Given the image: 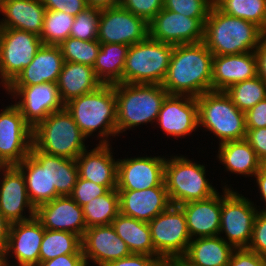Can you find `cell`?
Returning <instances> with one entry per match:
<instances>
[{"label":"cell","instance_id":"obj_36","mask_svg":"<svg viewBox=\"0 0 266 266\" xmlns=\"http://www.w3.org/2000/svg\"><path fill=\"white\" fill-rule=\"evenodd\" d=\"M119 192L110 189L106 194L82 206L86 227L110 225L120 213Z\"/></svg>","mask_w":266,"mask_h":266},{"label":"cell","instance_id":"obj_43","mask_svg":"<svg viewBox=\"0 0 266 266\" xmlns=\"http://www.w3.org/2000/svg\"><path fill=\"white\" fill-rule=\"evenodd\" d=\"M109 189L78 177L70 197L79 205L84 206L92 199L106 194Z\"/></svg>","mask_w":266,"mask_h":266},{"label":"cell","instance_id":"obj_29","mask_svg":"<svg viewBox=\"0 0 266 266\" xmlns=\"http://www.w3.org/2000/svg\"><path fill=\"white\" fill-rule=\"evenodd\" d=\"M0 11L5 15L0 28L19 29L40 36L46 12L41 0H6Z\"/></svg>","mask_w":266,"mask_h":266},{"label":"cell","instance_id":"obj_55","mask_svg":"<svg viewBox=\"0 0 266 266\" xmlns=\"http://www.w3.org/2000/svg\"><path fill=\"white\" fill-rule=\"evenodd\" d=\"M121 0H86L88 7L105 9L120 5Z\"/></svg>","mask_w":266,"mask_h":266},{"label":"cell","instance_id":"obj_1","mask_svg":"<svg viewBox=\"0 0 266 266\" xmlns=\"http://www.w3.org/2000/svg\"><path fill=\"white\" fill-rule=\"evenodd\" d=\"M213 54L203 41L174 45L162 86L172 95L197 98L212 91Z\"/></svg>","mask_w":266,"mask_h":266},{"label":"cell","instance_id":"obj_39","mask_svg":"<svg viewBox=\"0 0 266 266\" xmlns=\"http://www.w3.org/2000/svg\"><path fill=\"white\" fill-rule=\"evenodd\" d=\"M75 17L63 11L46 10L40 39L44 45H60L70 37Z\"/></svg>","mask_w":266,"mask_h":266},{"label":"cell","instance_id":"obj_5","mask_svg":"<svg viewBox=\"0 0 266 266\" xmlns=\"http://www.w3.org/2000/svg\"><path fill=\"white\" fill-rule=\"evenodd\" d=\"M86 136L64 108L50 114L33 129V146L46 154L74 159L86 150Z\"/></svg>","mask_w":266,"mask_h":266},{"label":"cell","instance_id":"obj_59","mask_svg":"<svg viewBox=\"0 0 266 266\" xmlns=\"http://www.w3.org/2000/svg\"><path fill=\"white\" fill-rule=\"evenodd\" d=\"M5 1H6V0H0V8H1V6L4 4Z\"/></svg>","mask_w":266,"mask_h":266},{"label":"cell","instance_id":"obj_49","mask_svg":"<svg viewBox=\"0 0 266 266\" xmlns=\"http://www.w3.org/2000/svg\"><path fill=\"white\" fill-rule=\"evenodd\" d=\"M246 130L245 140L251 145L258 159L266 164V127Z\"/></svg>","mask_w":266,"mask_h":266},{"label":"cell","instance_id":"obj_33","mask_svg":"<svg viewBox=\"0 0 266 266\" xmlns=\"http://www.w3.org/2000/svg\"><path fill=\"white\" fill-rule=\"evenodd\" d=\"M128 49L126 44L101 43L93 69L102 84L122 83Z\"/></svg>","mask_w":266,"mask_h":266},{"label":"cell","instance_id":"obj_45","mask_svg":"<svg viewBox=\"0 0 266 266\" xmlns=\"http://www.w3.org/2000/svg\"><path fill=\"white\" fill-rule=\"evenodd\" d=\"M258 255L266 258V214L258 212L252 231V238L248 248Z\"/></svg>","mask_w":266,"mask_h":266},{"label":"cell","instance_id":"obj_40","mask_svg":"<svg viewBox=\"0 0 266 266\" xmlns=\"http://www.w3.org/2000/svg\"><path fill=\"white\" fill-rule=\"evenodd\" d=\"M100 45L101 43L97 39L84 41L70 36L59 47L64 62L81 63L93 67L100 51Z\"/></svg>","mask_w":266,"mask_h":266},{"label":"cell","instance_id":"obj_17","mask_svg":"<svg viewBox=\"0 0 266 266\" xmlns=\"http://www.w3.org/2000/svg\"><path fill=\"white\" fill-rule=\"evenodd\" d=\"M81 246L86 265L91 259L98 266H106L132 254L111 224L87 228L81 239Z\"/></svg>","mask_w":266,"mask_h":266},{"label":"cell","instance_id":"obj_48","mask_svg":"<svg viewBox=\"0 0 266 266\" xmlns=\"http://www.w3.org/2000/svg\"><path fill=\"white\" fill-rule=\"evenodd\" d=\"M228 266H266V258L247 248L235 249Z\"/></svg>","mask_w":266,"mask_h":266},{"label":"cell","instance_id":"obj_56","mask_svg":"<svg viewBox=\"0 0 266 266\" xmlns=\"http://www.w3.org/2000/svg\"><path fill=\"white\" fill-rule=\"evenodd\" d=\"M7 261H8L7 257L3 255L0 259V266H10ZM17 264H19V266H35L32 264H28V263H17ZM12 266H14V265H12Z\"/></svg>","mask_w":266,"mask_h":266},{"label":"cell","instance_id":"obj_38","mask_svg":"<svg viewBox=\"0 0 266 266\" xmlns=\"http://www.w3.org/2000/svg\"><path fill=\"white\" fill-rule=\"evenodd\" d=\"M225 93L239 110L246 113L266 98V83L257 75L256 77L233 84L225 90Z\"/></svg>","mask_w":266,"mask_h":266},{"label":"cell","instance_id":"obj_23","mask_svg":"<svg viewBox=\"0 0 266 266\" xmlns=\"http://www.w3.org/2000/svg\"><path fill=\"white\" fill-rule=\"evenodd\" d=\"M98 145L90 152L84 150L76 158L78 175L109 190L116 189L118 161L113 159L110 144Z\"/></svg>","mask_w":266,"mask_h":266},{"label":"cell","instance_id":"obj_18","mask_svg":"<svg viewBox=\"0 0 266 266\" xmlns=\"http://www.w3.org/2000/svg\"><path fill=\"white\" fill-rule=\"evenodd\" d=\"M3 180L0 183V212L10 222L26 221L35 217L36 209L28 197L23 173L16 165L2 169ZM28 208L29 218L23 216Z\"/></svg>","mask_w":266,"mask_h":266},{"label":"cell","instance_id":"obj_37","mask_svg":"<svg viewBox=\"0 0 266 266\" xmlns=\"http://www.w3.org/2000/svg\"><path fill=\"white\" fill-rule=\"evenodd\" d=\"M223 13L250 21L266 33V0H214Z\"/></svg>","mask_w":266,"mask_h":266},{"label":"cell","instance_id":"obj_28","mask_svg":"<svg viewBox=\"0 0 266 266\" xmlns=\"http://www.w3.org/2000/svg\"><path fill=\"white\" fill-rule=\"evenodd\" d=\"M235 248L219 235L191 239L181 266H228Z\"/></svg>","mask_w":266,"mask_h":266},{"label":"cell","instance_id":"obj_35","mask_svg":"<svg viewBox=\"0 0 266 266\" xmlns=\"http://www.w3.org/2000/svg\"><path fill=\"white\" fill-rule=\"evenodd\" d=\"M68 254H83L81 238L72 232L44 228L39 262L48 261L58 256Z\"/></svg>","mask_w":266,"mask_h":266},{"label":"cell","instance_id":"obj_31","mask_svg":"<svg viewBox=\"0 0 266 266\" xmlns=\"http://www.w3.org/2000/svg\"><path fill=\"white\" fill-rule=\"evenodd\" d=\"M217 157L231 173L251 175V177L255 176L263 165L245 139L219 144Z\"/></svg>","mask_w":266,"mask_h":266},{"label":"cell","instance_id":"obj_7","mask_svg":"<svg viewBox=\"0 0 266 266\" xmlns=\"http://www.w3.org/2000/svg\"><path fill=\"white\" fill-rule=\"evenodd\" d=\"M174 45L147 37L129 46L122 83L162 84L170 63Z\"/></svg>","mask_w":266,"mask_h":266},{"label":"cell","instance_id":"obj_13","mask_svg":"<svg viewBox=\"0 0 266 266\" xmlns=\"http://www.w3.org/2000/svg\"><path fill=\"white\" fill-rule=\"evenodd\" d=\"M148 37V23L120 5L100 10L98 36L100 43L133 45Z\"/></svg>","mask_w":266,"mask_h":266},{"label":"cell","instance_id":"obj_52","mask_svg":"<svg viewBox=\"0 0 266 266\" xmlns=\"http://www.w3.org/2000/svg\"><path fill=\"white\" fill-rule=\"evenodd\" d=\"M255 53L257 57L258 76L266 83V33L261 37Z\"/></svg>","mask_w":266,"mask_h":266},{"label":"cell","instance_id":"obj_20","mask_svg":"<svg viewBox=\"0 0 266 266\" xmlns=\"http://www.w3.org/2000/svg\"><path fill=\"white\" fill-rule=\"evenodd\" d=\"M159 127L175 137L186 136L198 127L196 98L168 94L163 101L157 120Z\"/></svg>","mask_w":266,"mask_h":266},{"label":"cell","instance_id":"obj_24","mask_svg":"<svg viewBox=\"0 0 266 266\" xmlns=\"http://www.w3.org/2000/svg\"><path fill=\"white\" fill-rule=\"evenodd\" d=\"M43 237L44 227L36 217L11 223L8 245L4 256L12 252L18 263L37 266Z\"/></svg>","mask_w":266,"mask_h":266},{"label":"cell","instance_id":"obj_22","mask_svg":"<svg viewBox=\"0 0 266 266\" xmlns=\"http://www.w3.org/2000/svg\"><path fill=\"white\" fill-rule=\"evenodd\" d=\"M257 57L255 51L213 56L212 91H225L233 84L256 77Z\"/></svg>","mask_w":266,"mask_h":266},{"label":"cell","instance_id":"obj_8","mask_svg":"<svg viewBox=\"0 0 266 266\" xmlns=\"http://www.w3.org/2000/svg\"><path fill=\"white\" fill-rule=\"evenodd\" d=\"M205 166L186 157H171L165 162L164 183L172 205L205 200L217 193L206 180Z\"/></svg>","mask_w":266,"mask_h":266},{"label":"cell","instance_id":"obj_11","mask_svg":"<svg viewBox=\"0 0 266 266\" xmlns=\"http://www.w3.org/2000/svg\"><path fill=\"white\" fill-rule=\"evenodd\" d=\"M223 190L219 234L224 231L228 243L235 249L248 248L259 211L244 196L228 187Z\"/></svg>","mask_w":266,"mask_h":266},{"label":"cell","instance_id":"obj_27","mask_svg":"<svg viewBox=\"0 0 266 266\" xmlns=\"http://www.w3.org/2000/svg\"><path fill=\"white\" fill-rule=\"evenodd\" d=\"M222 197L217 192L205 200L191 201L180 205L186 216L187 230L193 236L219 235Z\"/></svg>","mask_w":266,"mask_h":266},{"label":"cell","instance_id":"obj_42","mask_svg":"<svg viewBox=\"0 0 266 266\" xmlns=\"http://www.w3.org/2000/svg\"><path fill=\"white\" fill-rule=\"evenodd\" d=\"M214 0H163V9L190 18H207Z\"/></svg>","mask_w":266,"mask_h":266},{"label":"cell","instance_id":"obj_21","mask_svg":"<svg viewBox=\"0 0 266 266\" xmlns=\"http://www.w3.org/2000/svg\"><path fill=\"white\" fill-rule=\"evenodd\" d=\"M118 192L120 213L144 222H150L171 205L166 186Z\"/></svg>","mask_w":266,"mask_h":266},{"label":"cell","instance_id":"obj_26","mask_svg":"<svg viewBox=\"0 0 266 266\" xmlns=\"http://www.w3.org/2000/svg\"><path fill=\"white\" fill-rule=\"evenodd\" d=\"M24 175L30 202L37 209L51 201L49 154L31 146L30 154L16 165Z\"/></svg>","mask_w":266,"mask_h":266},{"label":"cell","instance_id":"obj_9","mask_svg":"<svg viewBox=\"0 0 266 266\" xmlns=\"http://www.w3.org/2000/svg\"><path fill=\"white\" fill-rule=\"evenodd\" d=\"M148 224L156 256L166 263H177L191 241L183 209L171 204Z\"/></svg>","mask_w":266,"mask_h":266},{"label":"cell","instance_id":"obj_2","mask_svg":"<svg viewBox=\"0 0 266 266\" xmlns=\"http://www.w3.org/2000/svg\"><path fill=\"white\" fill-rule=\"evenodd\" d=\"M264 34L256 24L229 16L213 4L204 23L203 42L213 56L241 54L255 51Z\"/></svg>","mask_w":266,"mask_h":266},{"label":"cell","instance_id":"obj_15","mask_svg":"<svg viewBox=\"0 0 266 266\" xmlns=\"http://www.w3.org/2000/svg\"><path fill=\"white\" fill-rule=\"evenodd\" d=\"M32 145L33 129L15 105L7 106L0 113V157L9 166L17 165L30 154Z\"/></svg>","mask_w":266,"mask_h":266},{"label":"cell","instance_id":"obj_32","mask_svg":"<svg viewBox=\"0 0 266 266\" xmlns=\"http://www.w3.org/2000/svg\"><path fill=\"white\" fill-rule=\"evenodd\" d=\"M111 225L132 254L156 256L148 222L119 213Z\"/></svg>","mask_w":266,"mask_h":266},{"label":"cell","instance_id":"obj_14","mask_svg":"<svg viewBox=\"0 0 266 266\" xmlns=\"http://www.w3.org/2000/svg\"><path fill=\"white\" fill-rule=\"evenodd\" d=\"M206 19L162 9L148 23V37L172 45L198 43L204 39Z\"/></svg>","mask_w":266,"mask_h":266},{"label":"cell","instance_id":"obj_4","mask_svg":"<svg viewBox=\"0 0 266 266\" xmlns=\"http://www.w3.org/2000/svg\"><path fill=\"white\" fill-rule=\"evenodd\" d=\"M169 93L160 84L116 83L117 134L143 123L157 120L163 101Z\"/></svg>","mask_w":266,"mask_h":266},{"label":"cell","instance_id":"obj_46","mask_svg":"<svg viewBox=\"0 0 266 266\" xmlns=\"http://www.w3.org/2000/svg\"><path fill=\"white\" fill-rule=\"evenodd\" d=\"M46 10L63 11L76 16L88 8L86 0H41Z\"/></svg>","mask_w":266,"mask_h":266},{"label":"cell","instance_id":"obj_3","mask_svg":"<svg viewBox=\"0 0 266 266\" xmlns=\"http://www.w3.org/2000/svg\"><path fill=\"white\" fill-rule=\"evenodd\" d=\"M65 108L86 137L100 129L98 136L103 138L99 144H109L107 137L118 135L115 84H102L97 90L70 100Z\"/></svg>","mask_w":266,"mask_h":266},{"label":"cell","instance_id":"obj_53","mask_svg":"<svg viewBox=\"0 0 266 266\" xmlns=\"http://www.w3.org/2000/svg\"><path fill=\"white\" fill-rule=\"evenodd\" d=\"M11 223L0 212V254L3 256L7 245L10 233Z\"/></svg>","mask_w":266,"mask_h":266},{"label":"cell","instance_id":"obj_41","mask_svg":"<svg viewBox=\"0 0 266 266\" xmlns=\"http://www.w3.org/2000/svg\"><path fill=\"white\" fill-rule=\"evenodd\" d=\"M100 9L88 7L75 16L70 36L76 39L91 41L98 36Z\"/></svg>","mask_w":266,"mask_h":266},{"label":"cell","instance_id":"obj_44","mask_svg":"<svg viewBox=\"0 0 266 266\" xmlns=\"http://www.w3.org/2000/svg\"><path fill=\"white\" fill-rule=\"evenodd\" d=\"M120 6L149 23L163 9V0H121Z\"/></svg>","mask_w":266,"mask_h":266},{"label":"cell","instance_id":"obj_58","mask_svg":"<svg viewBox=\"0 0 266 266\" xmlns=\"http://www.w3.org/2000/svg\"><path fill=\"white\" fill-rule=\"evenodd\" d=\"M165 266H181V265L178 263H166Z\"/></svg>","mask_w":266,"mask_h":266},{"label":"cell","instance_id":"obj_57","mask_svg":"<svg viewBox=\"0 0 266 266\" xmlns=\"http://www.w3.org/2000/svg\"><path fill=\"white\" fill-rule=\"evenodd\" d=\"M9 165L0 157V172L3 168L8 167Z\"/></svg>","mask_w":266,"mask_h":266},{"label":"cell","instance_id":"obj_19","mask_svg":"<svg viewBox=\"0 0 266 266\" xmlns=\"http://www.w3.org/2000/svg\"><path fill=\"white\" fill-rule=\"evenodd\" d=\"M35 217L45 229L72 232L81 239L87 229L82 207L70 196H58L39 206Z\"/></svg>","mask_w":266,"mask_h":266},{"label":"cell","instance_id":"obj_50","mask_svg":"<svg viewBox=\"0 0 266 266\" xmlns=\"http://www.w3.org/2000/svg\"><path fill=\"white\" fill-rule=\"evenodd\" d=\"M246 129L266 127V98L245 113Z\"/></svg>","mask_w":266,"mask_h":266},{"label":"cell","instance_id":"obj_34","mask_svg":"<svg viewBox=\"0 0 266 266\" xmlns=\"http://www.w3.org/2000/svg\"><path fill=\"white\" fill-rule=\"evenodd\" d=\"M51 201L70 196L79 177L76 160L49 155Z\"/></svg>","mask_w":266,"mask_h":266},{"label":"cell","instance_id":"obj_10","mask_svg":"<svg viewBox=\"0 0 266 266\" xmlns=\"http://www.w3.org/2000/svg\"><path fill=\"white\" fill-rule=\"evenodd\" d=\"M42 44L33 33L0 28V78L5 88L32 62Z\"/></svg>","mask_w":266,"mask_h":266},{"label":"cell","instance_id":"obj_6","mask_svg":"<svg viewBox=\"0 0 266 266\" xmlns=\"http://www.w3.org/2000/svg\"><path fill=\"white\" fill-rule=\"evenodd\" d=\"M198 126L212 131L221 141L246 138L245 113L237 108L225 91H209L196 98Z\"/></svg>","mask_w":266,"mask_h":266},{"label":"cell","instance_id":"obj_16","mask_svg":"<svg viewBox=\"0 0 266 266\" xmlns=\"http://www.w3.org/2000/svg\"><path fill=\"white\" fill-rule=\"evenodd\" d=\"M165 158L137 157L118 160L117 190H146L165 186Z\"/></svg>","mask_w":266,"mask_h":266},{"label":"cell","instance_id":"obj_54","mask_svg":"<svg viewBox=\"0 0 266 266\" xmlns=\"http://www.w3.org/2000/svg\"><path fill=\"white\" fill-rule=\"evenodd\" d=\"M257 185L259 186V190L261 192L262 198L266 202V164H263L259 171L255 174ZM266 205V204H265ZM260 212L266 214V209Z\"/></svg>","mask_w":266,"mask_h":266},{"label":"cell","instance_id":"obj_47","mask_svg":"<svg viewBox=\"0 0 266 266\" xmlns=\"http://www.w3.org/2000/svg\"><path fill=\"white\" fill-rule=\"evenodd\" d=\"M166 262L157 256L144 254H131L127 257L117 259L106 266H165Z\"/></svg>","mask_w":266,"mask_h":266},{"label":"cell","instance_id":"obj_12","mask_svg":"<svg viewBox=\"0 0 266 266\" xmlns=\"http://www.w3.org/2000/svg\"><path fill=\"white\" fill-rule=\"evenodd\" d=\"M6 91L22 99L14 105L25 122L34 129L50 114L65 108L56 83L45 82L32 86H7Z\"/></svg>","mask_w":266,"mask_h":266},{"label":"cell","instance_id":"obj_25","mask_svg":"<svg viewBox=\"0 0 266 266\" xmlns=\"http://www.w3.org/2000/svg\"><path fill=\"white\" fill-rule=\"evenodd\" d=\"M63 64L64 58L59 45L42 44L32 62L8 86H32L45 82L56 83Z\"/></svg>","mask_w":266,"mask_h":266},{"label":"cell","instance_id":"obj_30","mask_svg":"<svg viewBox=\"0 0 266 266\" xmlns=\"http://www.w3.org/2000/svg\"><path fill=\"white\" fill-rule=\"evenodd\" d=\"M56 84L62 102L66 104L74 98L97 90L102 82L96 77L93 67L64 62Z\"/></svg>","mask_w":266,"mask_h":266},{"label":"cell","instance_id":"obj_51","mask_svg":"<svg viewBox=\"0 0 266 266\" xmlns=\"http://www.w3.org/2000/svg\"><path fill=\"white\" fill-rule=\"evenodd\" d=\"M37 266H87L83 254L61 255L54 259L39 262Z\"/></svg>","mask_w":266,"mask_h":266}]
</instances>
